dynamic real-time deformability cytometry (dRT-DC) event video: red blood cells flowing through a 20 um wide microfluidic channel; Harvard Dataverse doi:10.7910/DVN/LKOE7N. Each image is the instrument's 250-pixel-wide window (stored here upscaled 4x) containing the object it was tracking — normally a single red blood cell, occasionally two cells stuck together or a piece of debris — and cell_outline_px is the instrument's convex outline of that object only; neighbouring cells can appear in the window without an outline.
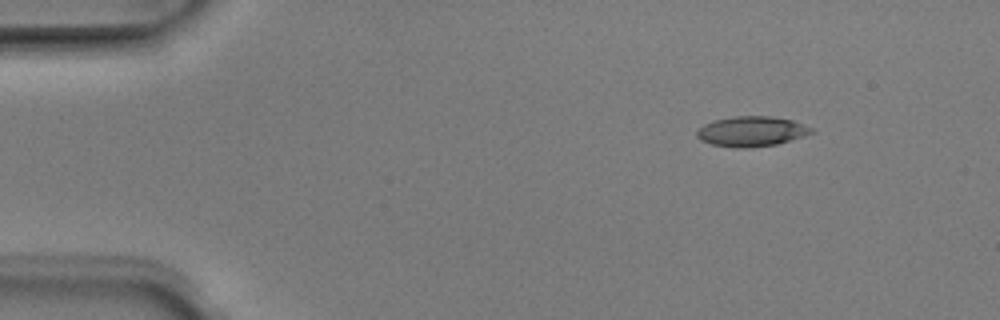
{"species": "Egyptian fruit bat (a non-hibernating species)", "species_latin": "Rousettus aegyptiacus", "temperature_condition": "room temperature", "stored_images_in_passage": 4, "camera_frame_rate_fps": 3000, "um_per_image_px": 0.085, "animal": {"sex": "male"}, "frame": {"image": 1, "passage_image": 2, "time_ms": 0.333, "image_size_px": [1000, 320], "cell_outline_px": [[816, 132], [804, 136], [776, 144], [748, 148], [736, 148], [712, 144], [700, 140], [696, 136], [696, 132], [704, 124], [712, 120], [732, 116], [772, 116], [792, 120], [816, 128]], "centroid_in_image_um": [63.91, 11.16], "position_along_channel_um": 21.1, "area_um2": 20.35}}